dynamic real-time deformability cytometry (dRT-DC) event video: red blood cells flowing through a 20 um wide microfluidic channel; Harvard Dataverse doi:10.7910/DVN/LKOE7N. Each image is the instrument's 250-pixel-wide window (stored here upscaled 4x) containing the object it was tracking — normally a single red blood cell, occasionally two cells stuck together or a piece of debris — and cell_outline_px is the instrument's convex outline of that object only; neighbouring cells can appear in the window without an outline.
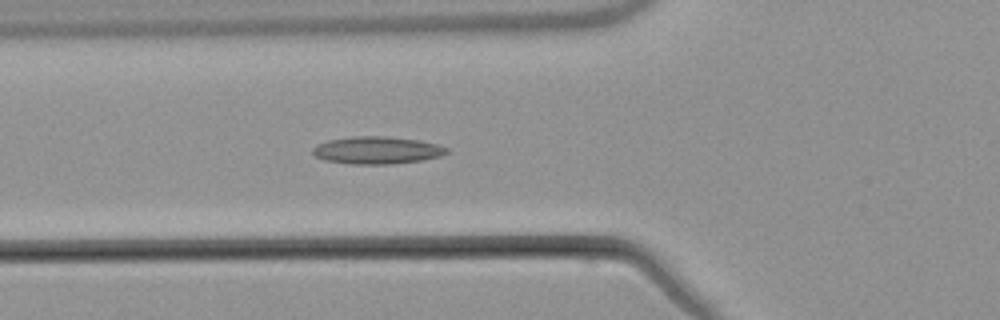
{"species": "common noctule bat (a hibernating species)", "species_latin": "Nyctalus noctula", "temperature_condition": "warm", "stored_images_in_passage": 7, "camera_frame_rate_fps": 3000, "um_per_image_px": 0.085, "animal": {"sex": "male", "body_mass_g": 21.5, "forearm_length_mm": 52.0}, "frame": {"image": 1, "passage_image": 7, "time_ms": 8.0, "image_size_px": [1000, 320], "cell_outline_px": [[448, 152], [440, 156], [424, 160], [392, 164], [348, 164], [324, 160], [316, 156], [312, 152], [312, 148], [316, 144], [328, 140], [352, 136], [388, 136], [420, 140], [436, 144], [448, 148]], "centroid_in_image_um": [32.03, 12.77], "position_along_channel_um": 93.8, "area_um2": 21.62}}